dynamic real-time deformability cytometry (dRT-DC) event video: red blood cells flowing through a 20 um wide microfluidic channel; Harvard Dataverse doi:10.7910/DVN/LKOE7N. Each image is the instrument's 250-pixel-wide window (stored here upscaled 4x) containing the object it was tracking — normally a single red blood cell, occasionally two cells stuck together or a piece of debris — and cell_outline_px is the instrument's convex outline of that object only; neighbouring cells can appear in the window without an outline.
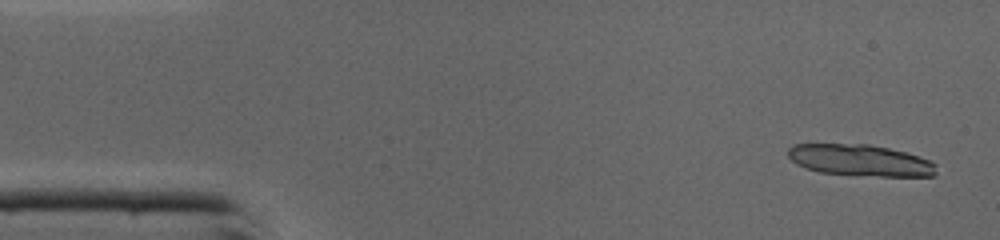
{"species": "common noctule bat (a hibernating species)", "species_latin": "Nyctalus noctula", "temperature_condition": "cold", "stored_images_in_passage": 46, "segment_of_instrument_passage": [1, 2], "camera_frame_rate_fps": 3000, "um_per_image_px": 0.085, "animal": {"sex": "male", "body_mass_g": 19.0, "forearm_length_mm": 50.8}, "frame": {"image": 1, "passage_image": 2, "time_ms": 0.333, "image_size_px": [1000, 240], "cell_outline_px": [[936, 172], [932, 176], [880, 176], [820, 172], [796, 164], [788, 156], [788, 148], [792, 144], [868, 144], [908, 152], [928, 160], [936, 164]], "centroid_in_image_um": [73.12, 13.61], "position_along_channel_um": 11.9, "area_um2": 26.99}}